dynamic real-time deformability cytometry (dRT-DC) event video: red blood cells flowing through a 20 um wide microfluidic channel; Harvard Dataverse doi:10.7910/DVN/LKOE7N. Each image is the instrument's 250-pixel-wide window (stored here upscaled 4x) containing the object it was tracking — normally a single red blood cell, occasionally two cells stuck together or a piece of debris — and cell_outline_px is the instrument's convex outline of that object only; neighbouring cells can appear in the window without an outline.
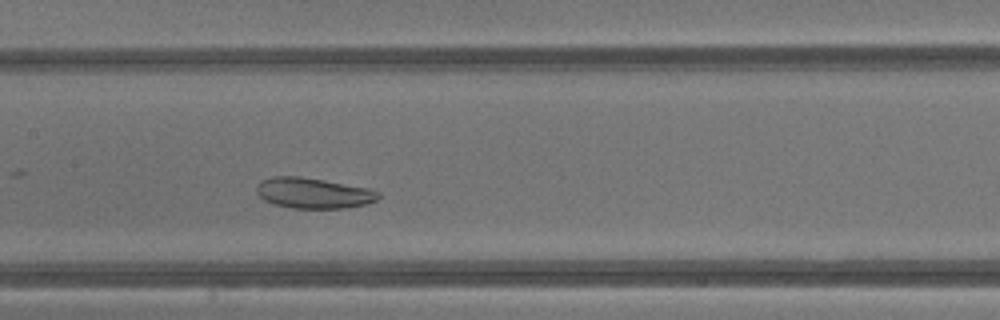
{"species": "common noctule bat (a hibernating species)", "species_latin": "Nyctalus noctula", "temperature_condition": "warm", "stored_images_in_passage": 31, "camera_frame_rate_fps": 3000, "um_per_image_px": 0.085, "animal": {"sex": "male", "body_mass_g": 13.3}, "frame": {"image": 1, "passage_image": 14, "time_ms": 4.333, "image_size_px": [1000, 320], "cell_outline_px": [[380, 196], [376, 200], [368, 204], [344, 208], [292, 208], [272, 204], [264, 200], [256, 192], [256, 184], [260, 180], [272, 176], [300, 176], [324, 180], [368, 188], [380, 192]], "centroid_in_image_um": [26.6, 16.41], "position_along_channel_um": 180.8, "area_um2": 21.91}}
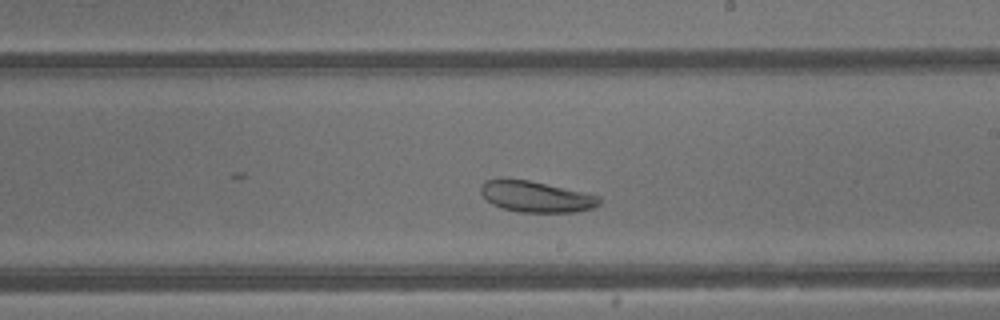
{"frame": {"image": 2, "passage_image": 18, "time_ms": 5.667, "image_size_px": [1000, 320], "cell_outline_px": [[600, 204], [596, 208], [576, 212], [520, 212], [500, 208], [492, 204], [480, 192], [480, 184], [484, 180], [500, 176], [528, 180], [584, 192], [600, 196]], "centroid_in_image_um": [45.52, 16.69], "position_along_channel_um": 243.5, "area_um2": 21.96}}
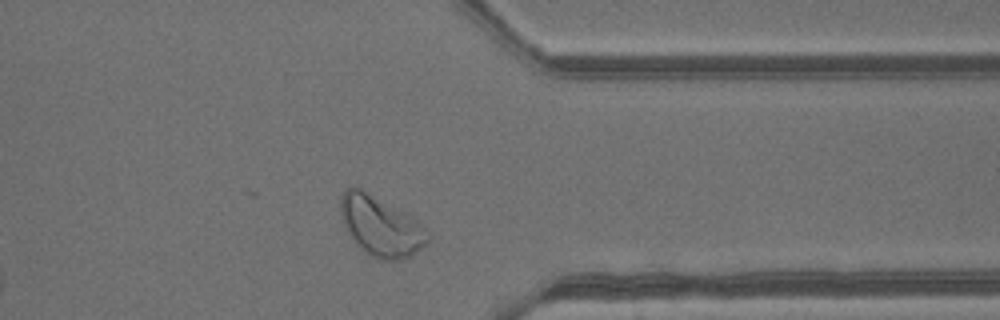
{"frame": {"image": 3, "passage_image": 27, "time_ms": 8.667, "image_size_px": [1000, 320], "cell_outline_px": [[432, 240], [428, 244], [416, 252], [400, 260], [380, 260], [368, 256], [356, 244], [348, 232], [344, 224], [340, 212], [340, 196], [344, 188], [352, 184], [360, 188], [416, 220], [424, 228]], "centroid_in_image_um": [32.32, 19.24], "position_along_channel_um": 379.1, "area_um2": 30.29}}